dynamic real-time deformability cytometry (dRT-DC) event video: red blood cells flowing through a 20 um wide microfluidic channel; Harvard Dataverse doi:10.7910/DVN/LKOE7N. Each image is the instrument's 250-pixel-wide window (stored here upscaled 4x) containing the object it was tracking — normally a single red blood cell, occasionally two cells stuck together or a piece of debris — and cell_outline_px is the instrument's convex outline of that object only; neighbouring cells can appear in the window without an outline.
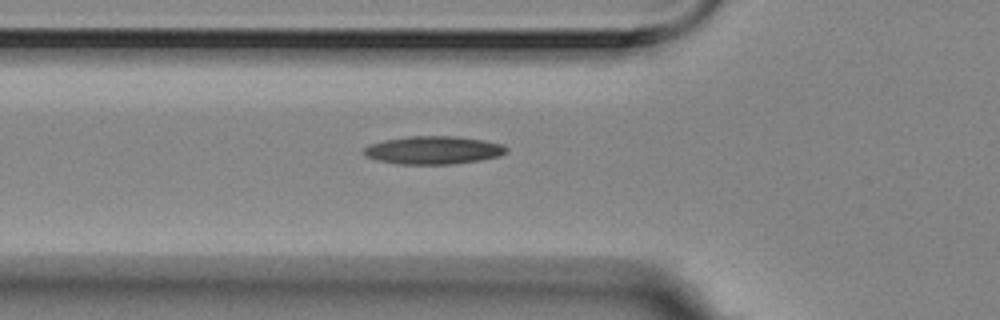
{"species": "Egyptian fruit bat (a non-hibernating species)", "species_latin": "Rousettus aegyptiacus", "temperature_condition": "room temperature", "stored_images_in_passage": 35, "camera_frame_rate_fps": 3000, "um_per_image_px": 0.085, "animal": {"sex": "female"}, "frame": {"image": 1, "passage_image": 2, "time_ms": 0.333, "image_size_px": [1000, 320], "cell_outline_px": [[508, 152], [496, 156], [480, 160], [452, 164], [396, 164], [376, 160], [364, 156], [360, 152], [368, 144], [384, 140], [408, 136], [456, 136], [484, 140], [500, 144], [508, 148]], "centroid_in_image_um": [36.76, 12.76], "position_along_channel_um": 89.0, "area_um2": 23.47}}
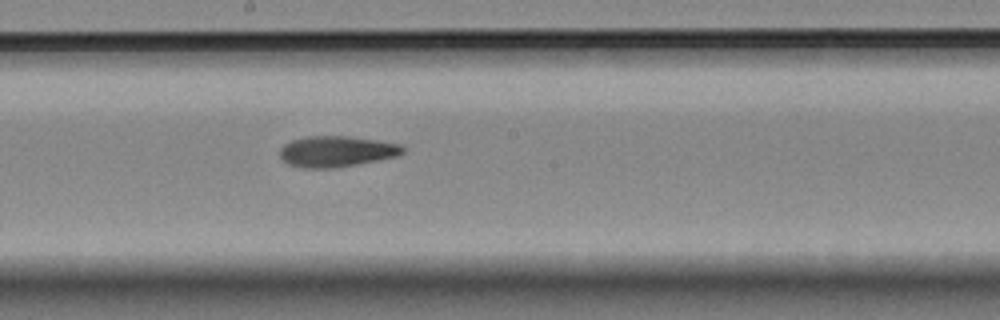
{"frame": {"image": 2, "passage_image": 13, "time_ms": 4.0, "image_size_px": [1000, 320], "cell_outline_px": [[404, 152], [396, 156], [356, 164], [332, 168], [300, 168], [288, 164], [280, 156], [280, 148], [284, 144], [292, 140], [308, 136], [348, 136], [376, 140], [400, 144], [404, 148]], "centroid_in_image_um": [28.57, 12.87], "position_along_channel_um": 219.6, "area_um2": 21.96}}
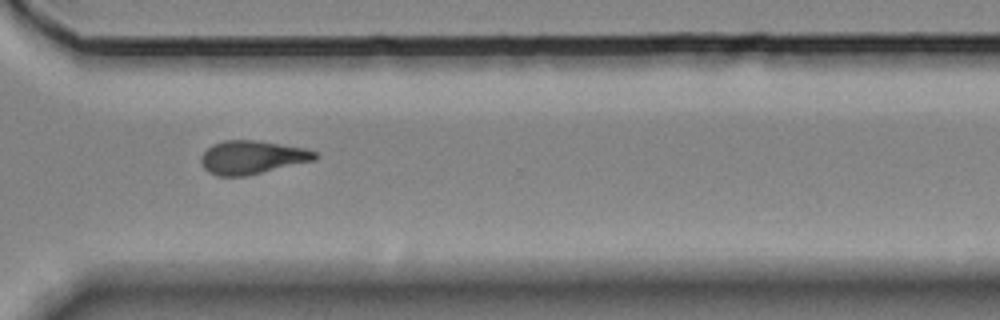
{"frame": {"image": 3, "passage_image": 24, "time_ms": 7.667, "image_size_px": [1000, 320], "cell_outline_px": [[320, 156], [316, 160], [244, 176], [216, 176], [208, 172], [204, 168], [200, 160], [200, 156], [212, 144], [224, 140], [256, 140], [304, 148], [316, 152]], "centroid_in_image_um": [21.42, 13.37], "position_along_channel_um": 349.2, "area_um2": 22.2}}